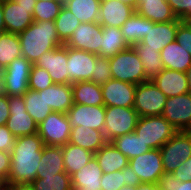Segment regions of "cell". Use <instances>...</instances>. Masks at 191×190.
Wrapping results in <instances>:
<instances>
[{
    "instance_id": "39",
    "label": "cell",
    "mask_w": 191,
    "mask_h": 190,
    "mask_svg": "<svg viewBox=\"0 0 191 190\" xmlns=\"http://www.w3.org/2000/svg\"><path fill=\"white\" fill-rule=\"evenodd\" d=\"M32 185L34 190H73L71 176L66 172L36 178Z\"/></svg>"
},
{
    "instance_id": "43",
    "label": "cell",
    "mask_w": 191,
    "mask_h": 190,
    "mask_svg": "<svg viewBox=\"0 0 191 190\" xmlns=\"http://www.w3.org/2000/svg\"><path fill=\"white\" fill-rule=\"evenodd\" d=\"M100 185L101 190H119L123 185H127L125 168L113 173H103Z\"/></svg>"
},
{
    "instance_id": "1",
    "label": "cell",
    "mask_w": 191,
    "mask_h": 190,
    "mask_svg": "<svg viewBox=\"0 0 191 190\" xmlns=\"http://www.w3.org/2000/svg\"><path fill=\"white\" fill-rule=\"evenodd\" d=\"M44 142L38 133L16 137L6 183H32L37 178Z\"/></svg>"
},
{
    "instance_id": "55",
    "label": "cell",
    "mask_w": 191,
    "mask_h": 190,
    "mask_svg": "<svg viewBox=\"0 0 191 190\" xmlns=\"http://www.w3.org/2000/svg\"><path fill=\"white\" fill-rule=\"evenodd\" d=\"M137 190H159L158 184L142 183L137 186Z\"/></svg>"
},
{
    "instance_id": "20",
    "label": "cell",
    "mask_w": 191,
    "mask_h": 190,
    "mask_svg": "<svg viewBox=\"0 0 191 190\" xmlns=\"http://www.w3.org/2000/svg\"><path fill=\"white\" fill-rule=\"evenodd\" d=\"M134 12L132 6L119 0H101L98 22L102 26L120 28Z\"/></svg>"
},
{
    "instance_id": "35",
    "label": "cell",
    "mask_w": 191,
    "mask_h": 190,
    "mask_svg": "<svg viewBox=\"0 0 191 190\" xmlns=\"http://www.w3.org/2000/svg\"><path fill=\"white\" fill-rule=\"evenodd\" d=\"M110 142L129 160L151 150L135 132L118 136Z\"/></svg>"
},
{
    "instance_id": "14",
    "label": "cell",
    "mask_w": 191,
    "mask_h": 190,
    "mask_svg": "<svg viewBox=\"0 0 191 190\" xmlns=\"http://www.w3.org/2000/svg\"><path fill=\"white\" fill-rule=\"evenodd\" d=\"M102 41V25L99 22L80 23L64 44L66 47L98 54Z\"/></svg>"
},
{
    "instance_id": "61",
    "label": "cell",
    "mask_w": 191,
    "mask_h": 190,
    "mask_svg": "<svg viewBox=\"0 0 191 190\" xmlns=\"http://www.w3.org/2000/svg\"><path fill=\"white\" fill-rule=\"evenodd\" d=\"M36 2L37 1H60V0H35Z\"/></svg>"
},
{
    "instance_id": "46",
    "label": "cell",
    "mask_w": 191,
    "mask_h": 190,
    "mask_svg": "<svg viewBox=\"0 0 191 190\" xmlns=\"http://www.w3.org/2000/svg\"><path fill=\"white\" fill-rule=\"evenodd\" d=\"M16 137L11 133L6 125H0V151L11 153Z\"/></svg>"
},
{
    "instance_id": "56",
    "label": "cell",
    "mask_w": 191,
    "mask_h": 190,
    "mask_svg": "<svg viewBox=\"0 0 191 190\" xmlns=\"http://www.w3.org/2000/svg\"><path fill=\"white\" fill-rule=\"evenodd\" d=\"M185 73H186V76H187L189 90H190V93H191V65L189 66V68L186 70Z\"/></svg>"
},
{
    "instance_id": "3",
    "label": "cell",
    "mask_w": 191,
    "mask_h": 190,
    "mask_svg": "<svg viewBox=\"0 0 191 190\" xmlns=\"http://www.w3.org/2000/svg\"><path fill=\"white\" fill-rule=\"evenodd\" d=\"M112 79L132 84L146 82L143 64L133 47L117 53L109 58Z\"/></svg>"
},
{
    "instance_id": "24",
    "label": "cell",
    "mask_w": 191,
    "mask_h": 190,
    "mask_svg": "<svg viewBox=\"0 0 191 190\" xmlns=\"http://www.w3.org/2000/svg\"><path fill=\"white\" fill-rule=\"evenodd\" d=\"M94 156L103 173L120 171L129 165V159L111 142H106Z\"/></svg>"
},
{
    "instance_id": "16",
    "label": "cell",
    "mask_w": 191,
    "mask_h": 190,
    "mask_svg": "<svg viewBox=\"0 0 191 190\" xmlns=\"http://www.w3.org/2000/svg\"><path fill=\"white\" fill-rule=\"evenodd\" d=\"M71 126L91 128L103 132L105 126V105H83L73 103L66 113Z\"/></svg>"
},
{
    "instance_id": "38",
    "label": "cell",
    "mask_w": 191,
    "mask_h": 190,
    "mask_svg": "<svg viewBox=\"0 0 191 190\" xmlns=\"http://www.w3.org/2000/svg\"><path fill=\"white\" fill-rule=\"evenodd\" d=\"M54 23L59 40L65 44L81 22L71 11L63 6Z\"/></svg>"
},
{
    "instance_id": "40",
    "label": "cell",
    "mask_w": 191,
    "mask_h": 190,
    "mask_svg": "<svg viewBox=\"0 0 191 190\" xmlns=\"http://www.w3.org/2000/svg\"><path fill=\"white\" fill-rule=\"evenodd\" d=\"M63 7L61 1H37L34 6V21H54Z\"/></svg>"
},
{
    "instance_id": "62",
    "label": "cell",
    "mask_w": 191,
    "mask_h": 190,
    "mask_svg": "<svg viewBox=\"0 0 191 190\" xmlns=\"http://www.w3.org/2000/svg\"><path fill=\"white\" fill-rule=\"evenodd\" d=\"M62 3H65L66 1H68V0H60Z\"/></svg>"
},
{
    "instance_id": "58",
    "label": "cell",
    "mask_w": 191,
    "mask_h": 190,
    "mask_svg": "<svg viewBox=\"0 0 191 190\" xmlns=\"http://www.w3.org/2000/svg\"><path fill=\"white\" fill-rule=\"evenodd\" d=\"M119 190H137V186L123 185Z\"/></svg>"
},
{
    "instance_id": "36",
    "label": "cell",
    "mask_w": 191,
    "mask_h": 190,
    "mask_svg": "<svg viewBox=\"0 0 191 190\" xmlns=\"http://www.w3.org/2000/svg\"><path fill=\"white\" fill-rule=\"evenodd\" d=\"M20 56H22V52L18 34L0 33V71Z\"/></svg>"
},
{
    "instance_id": "49",
    "label": "cell",
    "mask_w": 191,
    "mask_h": 190,
    "mask_svg": "<svg viewBox=\"0 0 191 190\" xmlns=\"http://www.w3.org/2000/svg\"><path fill=\"white\" fill-rule=\"evenodd\" d=\"M9 116L8 95L0 92V125H6Z\"/></svg>"
},
{
    "instance_id": "52",
    "label": "cell",
    "mask_w": 191,
    "mask_h": 190,
    "mask_svg": "<svg viewBox=\"0 0 191 190\" xmlns=\"http://www.w3.org/2000/svg\"><path fill=\"white\" fill-rule=\"evenodd\" d=\"M173 13L182 20V0H167Z\"/></svg>"
},
{
    "instance_id": "7",
    "label": "cell",
    "mask_w": 191,
    "mask_h": 190,
    "mask_svg": "<svg viewBox=\"0 0 191 190\" xmlns=\"http://www.w3.org/2000/svg\"><path fill=\"white\" fill-rule=\"evenodd\" d=\"M167 98L153 81H146L136 85L133 108L139 117L159 116Z\"/></svg>"
},
{
    "instance_id": "11",
    "label": "cell",
    "mask_w": 191,
    "mask_h": 190,
    "mask_svg": "<svg viewBox=\"0 0 191 190\" xmlns=\"http://www.w3.org/2000/svg\"><path fill=\"white\" fill-rule=\"evenodd\" d=\"M182 22L180 18L175 21L157 23L148 20V34L135 46L138 49H152L160 52L166 45L176 41V32Z\"/></svg>"
},
{
    "instance_id": "31",
    "label": "cell",
    "mask_w": 191,
    "mask_h": 190,
    "mask_svg": "<svg viewBox=\"0 0 191 190\" xmlns=\"http://www.w3.org/2000/svg\"><path fill=\"white\" fill-rule=\"evenodd\" d=\"M128 47L120 28L102 26V41L98 56L110 58Z\"/></svg>"
},
{
    "instance_id": "6",
    "label": "cell",
    "mask_w": 191,
    "mask_h": 190,
    "mask_svg": "<svg viewBox=\"0 0 191 190\" xmlns=\"http://www.w3.org/2000/svg\"><path fill=\"white\" fill-rule=\"evenodd\" d=\"M139 119L134 108L105 106L104 137L107 142L114 138L134 132Z\"/></svg>"
},
{
    "instance_id": "4",
    "label": "cell",
    "mask_w": 191,
    "mask_h": 190,
    "mask_svg": "<svg viewBox=\"0 0 191 190\" xmlns=\"http://www.w3.org/2000/svg\"><path fill=\"white\" fill-rule=\"evenodd\" d=\"M177 131L162 115L139 117L134 130L151 149H160Z\"/></svg>"
},
{
    "instance_id": "33",
    "label": "cell",
    "mask_w": 191,
    "mask_h": 190,
    "mask_svg": "<svg viewBox=\"0 0 191 190\" xmlns=\"http://www.w3.org/2000/svg\"><path fill=\"white\" fill-rule=\"evenodd\" d=\"M120 29L125 42L132 47L148 34V19L134 12Z\"/></svg>"
},
{
    "instance_id": "29",
    "label": "cell",
    "mask_w": 191,
    "mask_h": 190,
    "mask_svg": "<svg viewBox=\"0 0 191 190\" xmlns=\"http://www.w3.org/2000/svg\"><path fill=\"white\" fill-rule=\"evenodd\" d=\"M73 103L83 105H104L101 85L92 81H80L72 84Z\"/></svg>"
},
{
    "instance_id": "59",
    "label": "cell",
    "mask_w": 191,
    "mask_h": 190,
    "mask_svg": "<svg viewBox=\"0 0 191 190\" xmlns=\"http://www.w3.org/2000/svg\"><path fill=\"white\" fill-rule=\"evenodd\" d=\"M187 133L191 134V124L188 126V128L185 130Z\"/></svg>"
},
{
    "instance_id": "44",
    "label": "cell",
    "mask_w": 191,
    "mask_h": 190,
    "mask_svg": "<svg viewBox=\"0 0 191 190\" xmlns=\"http://www.w3.org/2000/svg\"><path fill=\"white\" fill-rule=\"evenodd\" d=\"M159 190H191V180L180 182L173 172H163L158 182Z\"/></svg>"
},
{
    "instance_id": "48",
    "label": "cell",
    "mask_w": 191,
    "mask_h": 190,
    "mask_svg": "<svg viewBox=\"0 0 191 190\" xmlns=\"http://www.w3.org/2000/svg\"><path fill=\"white\" fill-rule=\"evenodd\" d=\"M174 177L180 182L191 180V157L183 161L177 169L173 171Z\"/></svg>"
},
{
    "instance_id": "23",
    "label": "cell",
    "mask_w": 191,
    "mask_h": 190,
    "mask_svg": "<svg viewBox=\"0 0 191 190\" xmlns=\"http://www.w3.org/2000/svg\"><path fill=\"white\" fill-rule=\"evenodd\" d=\"M135 12L154 23L177 19L167 0H137Z\"/></svg>"
},
{
    "instance_id": "27",
    "label": "cell",
    "mask_w": 191,
    "mask_h": 190,
    "mask_svg": "<svg viewBox=\"0 0 191 190\" xmlns=\"http://www.w3.org/2000/svg\"><path fill=\"white\" fill-rule=\"evenodd\" d=\"M37 178L65 172L61 146H44L37 167Z\"/></svg>"
},
{
    "instance_id": "15",
    "label": "cell",
    "mask_w": 191,
    "mask_h": 190,
    "mask_svg": "<svg viewBox=\"0 0 191 190\" xmlns=\"http://www.w3.org/2000/svg\"><path fill=\"white\" fill-rule=\"evenodd\" d=\"M34 65L47 70L53 83L69 84L67 47L64 44L42 54Z\"/></svg>"
},
{
    "instance_id": "32",
    "label": "cell",
    "mask_w": 191,
    "mask_h": 190,
    "mask_svg": "<svg viewBox=\"0 0 191 190\" xmlns=\"http://www.w3.org/2000/svg\"><path fill=\"white\" fill-rule=\"evenodd\" d=\"M101 0H68L63 6L81 23L98 22Z\"/></svg>"
},
{
    "instance_id": "57",
    "label": "cell",
    "mask_w": 191,
    "mask_h": 190,
    "mask_svg": "<svg viewBox=\"0 0 191 190\" xmlns=\"http://www.w3.org/2000/svg\"><path fill=\"white\" fill-rule=\"evenodd\" d=\"M120 2L132 6L134 9L136 8L137 0H119Z\"/></svg>"
},
{
    "instance_id": "50",
    "label": "cell",
    "mask_w": 191,
    "mask_h": 190,
    "mask_svg": "<svg viewBox=\"0 0 191 190\" xmlns=\"http://www.w3.org/2000/svg\"><path fill=\"white\" fill-rule=\"evenodd\" d=\"M125 178L128 186H139L142 184L140 178L129 165L125 168Z\"/></svg>"
},
{
    "instance_id": "2",
    "label": "cell",
    "mask_w": 191,
    "mask_h": 190,
    "mask_svg": "<svg viewBox=\"0 0 191 190\" xmlns=\"http://www.w3.org/2000/svg\"><path fill=\"white\" fill-rule=\"evenodd\" d=\"M18 37L22 56L31 64H35L45 52L63 45L57 36L54 21H34Z\"/></svg>"
},
{
    "instance_id": "47",
    "label": "cell",
    "mask_w": 191,
    "mask_h": 190,
    "mask_svg": "<svg viewBox=\"0 0 191 190\" xmlns=\"http://www.w3.org/2000/svg\"><path fill=\"white\" fill-rule=\"evenodd\" d=\"M11 170V154L0 151V181L5 184Z\"/></svg>"
},
{
    "instance_id": "51",
    "label": "cell",
    "mask_w": 191,
    "mask_h": 190,
    "mask_svg": "<svg viewBox=\"0 0 191 190\" xmlns=\"http://www.w3.org/2000/svg\"><path fill=\"white\" fill-rule=\"evenodd\" d=\"M8 190H34L32 183H5Z\"/></svg>"
},
{
    "instance_id": "60",
    "label": "cell",
    "mask_w": 191,
    "mask_h": 190,
    "mask_svg": "<svg viewBox=\"0 0 191 190\" xmlns=\"http://www.w3.org/2000/svg\"><path fill=\"white\" fill-rule=\"evenodd\" d=\"M0 190H8L4 185L0 187Z\"/></svg>"
},
{
    "instance_id": "22",
    "label": "cell",
    "mask_w": 191,
    "mask_h": 190,
    "mask_svg": "<svg viewBox=\"0 0 191 190\" xmlns=\"http://www.w3.org/2000/svg\"><path fill=\"white\" fill-rule=\"evenodd\" d=\"M103 172L95 156L78 172L71 175L73 190H101Z\"/></svg>"
},
{
    "instance_id": "19",
    "label": "cell",
    "mask_w": 191,
    "mask_h": 190,
    "mask_svg": "<svg viewBox=\"0 0 191 190\" xmlns=\"http://www.w3.org/2000/svg\"><path fill=\"white\" fill-rule=\"evenodd\" d=\"M136 85L116 79H110L101 84L105 106H120L133 108Z\"/></svg>"
},
{
    "instance_id": "9",
    "label": "cell",
    "mask_w": 191,
    "mask_h": 190,
    "mask_svg": "<svg viewBox=\"0 0 191 190\" xmlns=\"http://www.w3.org/2000/svg\"><path fill=\"white\" fill-rule=\"evenodd\" d=\"M163 170L173 172L191 157V134L185 130L177 131L161 148Z\"/></svg>"
},
{
    "instance_id": "13",
    "label": "cell",
    "mask_w": 191,
    "mask_h": 190,
    "mask_svg": "<svg viewBox=\"0 0 191 190\" xmlns=\"http://www.w3.org/2000/svg\"><path fill=\"white\" fill-rule=\"evenodd\" d=\"M129 166L140 178L141 183L158 184L164 172L160 149H151L130 159Z\"/></svg>"
},
{
    "instance_id": "41",
    "label": "cell",
    "mask_w": 191,
    "mask_h": 190,
    "mask_svg": "<svg viewBox=\"0 0 191 190\" xmlns=\"http://www.w3.org/2000/svg\"><path fill=\"white\" fill-rule=\"evenodd\" d=\"M52 84L54 83L51 80L49 72L32 64L29 75V89L33 91H42Z\"/></svg>"
},
{
    "instance_id": "53",
    "label": "cell",
    "mask_w": 191,
    "mask_h": 190,
    "mask_svg": "<svg viewBox=\"0 0 191 190\" xmlns=\"http://www.w3.org/2000/svg\"><path fill=\"white\" fill-rule=\"evenodd\" d=\"M191 19V0H182V21Z\"/></svg>"
},
{
    "instance_id": "26",
    "label": "cell",
    "mask_w": 191,
    "mask_h": 190,
    "mask_svg": "<svg viewBox=\"0 0 191 190\" xmlns=\"http://www.w3.org/2000/svg\"><path fill=\"white\" fill-rule=\"evenodd\" d=\"M69 143L80 146L92 153H96L107 141L104 133L91 128H81V126H71Z\"/></svg>"
},
{
    "instance_id": "45",
    "label": "cell",
    "mask_w": 191,
    "mask_h": 190,
    "mask_svg": "<svg viewBox=\"0 0 191 190\" xmlns=\"http://www.w3.org/2000/svg\"><path fill=\"white\" fill-rule=\"evenodd\" d=\"M176 41L191 54V24L188 21H183L178 26Z\"/></svg>"
},
{
    "instance_id": "25",
    "label": "cell",
    "mask_w": 191,
    "mask_h": 190,
    "mask_svg": "<svg viewBox=\"0 0 191 190\" xmlns=\"http://www.w3.org/2000/svg\"><path fill=\"white\" fill-rule=\"evenodd\" d=\"M160 53L164 69L186 72L191 65V54L177 41L166 45Z\"/></svg>"
},
{
    "instance_id": "18",
    "label": "cell",
    "mask_w": 191,
    "mask_h": 190,
    "mask_svg": "<svg viewBox=\"0 0 191 190\" xmlns=\"http://www.w3.org/2000/svg\"><path fill=\"white\" fill-rule=\"evenodd\" d=\"M162 116L178 131L186 130L191 124V93L168 97Z\"/></svg>"
},
{
    "instance_id": "21",
    "label": "cell",
    "mask_w": 191,
    "mask_h": 190,
    "mask_svg": "<svg viewBox=\"0 0 191 190\" xmlns=\"http://www.w3.org/2000/svg\"><path fill=\"white\" fill-rule=\"evenodd\" d=\"M152 81L166 97H173L190 92L185 72L163 69Z\"/></svg>"
},
{
    "instance_id": "30",
    "label": "cell",
    "mask_w": 191,
    "mask_h": 190,
    "mask_svg": "<svg viewBox=\"0 0 191 190\" xmlns=\"http://www.w3.org/2000/svg\"><path fill=\"white\" fill-rule=\"evenodd\" d=\"M65 172L71 176L85 166L94 156V153L72 143L61 146Z\"/></svg>"
},
{
    "instance_id": "37",
    "label": "cell",
    "mask_w": 191,
    "mask_h": 190,
    "mask_svg": "<svg viewBox=\"0 0 191 190\" xmlns=\"http://www.w3.org/2000/svg\"><path fill=\"white\" fill-rule=\"evenodd\" d=\"M132 47L137 52L138 57L143 64L146 80H154L164 69L161 60V53L152 49H138L135 45Z\"/></svg>"
},
{
    "instance_id": "17",
    "label": "cell",
    "mask_w": 191,
    "mask_h": 190,
    "mask_svg": "<svg viewBox=\"0 0 191 190\" xmlns=\"http://www.w3.org/2000/svg\"><path fill=\"white\" fill-rule=\"evenodd\" d=\"M96 54L67 47L69 84L91 81L95 68Z\"/></svg>"
},
{
    "instance_id": "54",
    "label": "cell",
    "mask_w": 191,
    "mask_h": 190,
    "mask_svg": "<svg viewBox=\"0 0 191 190\" xmlns=\"http://www.w3.org/2000/svg\"><path fill=\"white\" fill-rule=\"evenodd\" d=\"M5 21H4V13H3V0H0V33H5Z\"/></svg>"
},
{
    "instance_id": "10",
    "label": "cell",
    "mask_w": 191,
    "mask_h": 190,
    "mask_svg": "<svg viewBox=\"0 0 191 190\" xmlns=\"http://www.w3.org/2000/svg\"><path fill=\"white\" fill-rule=\"evenodd\" d=\"M71 128L66 113L52 111L38 124V134L46 146H63L69 141Z\"/></svg>"
},
{
    "instance_id": "5",
    "label": "cell",
    "mask_w": 191,
    "mask_h": 190,
    "mask_svg": "<svg viewBox=\"0 0 191 190\" xmlns=\"http://www.w3.org/2000/svg\"><path fill=\"white\" fill-rule=\"evenodd\" d=\"M31 66L25 57H16L0 71L1 92L8 96H23L29 90Z\"/></svg>"
},
{
    "instance_id": "12",
    "label": "cell",
    "mask_w": 191,
    "mask_h": 190,
    "mask_svg": "<svg viewBox=\"0 0 191 190\" xmlns=\"http://www.w3.org/2000/svg\"><path fill=\"white\" fill-rule=\"evenodd\" d=\"M10 116L6 126L15 137L38 133V124L25 109L23 96H8Z\"/></svg>"
},
{
    "instance_id": "42",
    "label": "cell",
    "mask_w": 191,
    "mask_h": 190,
    "mask_svg": "<svg viewBox=\"0 0 191 190\" xmlns=\"http://www.w3.org/2000/svg\"><path fill=\"white\" fill-rule=\"evenodd\" d=\"M112 79L109 58L96 54L95 68L92 72L91 81L96 84H103Z\"/></svg>"
},
{
    "instance_id": "28",
    "label": "cell",
    "mask_w": 191,
    "mask_h": 190,
    "mask_svg": "<svg viewBox=\"0 0 191 190\" xmlns=\"http://www.w3.org/2000/svg\"><path fill=\"white\" fill-rule=\"evenodd\" d=\"M45 100L52 111L67 113L73 105L72 84H52L45 89Z\"/></svg>"
},
{
    "instance_id": "34",
    "label": "cell",
    "mask_w": 191,
    "mask_h": 190,
    "mask_svg": "<svg viewBox=\"0 0 191 190\" xmlns=\"http://www.w3.org/2000/svg\"><path fill=\"white\" fill-rule=\"evenodd\" d=\"M23 98L26 104V111L37 124L41 123L52 112L45 100V89L42 91H33L29 89L23 95Z\"/></svg>"
},
{
    "instance_id": "8",
    "label": "cell",
    "mask_w": 191,
    "mask_h": 190,
    "mask_svg": "<svg viewBox=\"0 0 191 190\" xmlns=\"http://www.w3.org/2000/svg\"><path fill=\"white\" fill-rule=\"evenodd\" d=\"M35 0H3V13L6 32L24 31L33 20Z\"/></svg>"
}]
</instances>
